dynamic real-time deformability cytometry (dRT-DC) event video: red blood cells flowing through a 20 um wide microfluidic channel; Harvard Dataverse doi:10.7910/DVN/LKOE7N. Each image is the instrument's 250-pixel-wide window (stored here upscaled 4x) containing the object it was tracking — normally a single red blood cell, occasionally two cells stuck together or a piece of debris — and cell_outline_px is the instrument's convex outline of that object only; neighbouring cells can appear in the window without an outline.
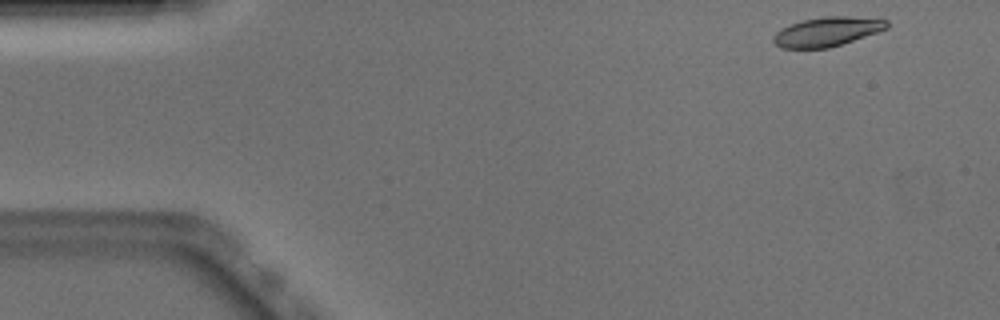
{"species": "Egyptian fruit bat (a non-hibernating species)", "species_latin": "Rousettus aegyptiacus", "temperature_condition": "warm", "stored_images_in_passage": 48, "camera_frame_rate_fps": 3000, "um_per_image_px": 0.085, "animal": {"sex": "male"}, "frame": {"image": 1, "passage_image": 1, "time_ms": 0.0, "image_size_px": [1000, 320], "cell_outline_px": [[888, 28], [828, 48], [780, 48], [772, 40], [772, 36], [776, 32], [792, 24], [804, 20], [824, 16], [852, 16], [888, 20]], "centroid_in_image_um": [70.29, 2.69], "position_along_channel_um": 14.7, "area_um2": 19.02}}
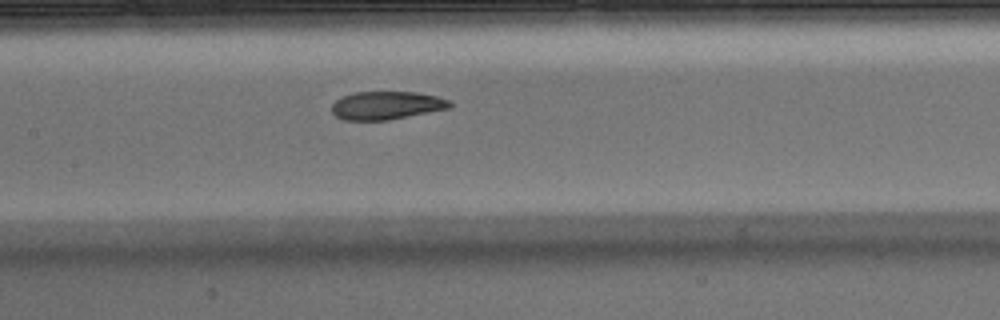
{"frame": {"image": 2, "passage_image": 21, "time_ms": 6.667, "image_size_px": [1000, 320], "cell_outline_px": [[452, 108], [388, 120], [344, 120], [336, 116], [332, 112], [332, 104], [340, 96], [352, 92], [416, 92], [436, 96], [452, 100]], "centroid_in_image_um": [32.87, 8.95], "position_along_channel_um": 174.5, "area_um2": 19.59}}
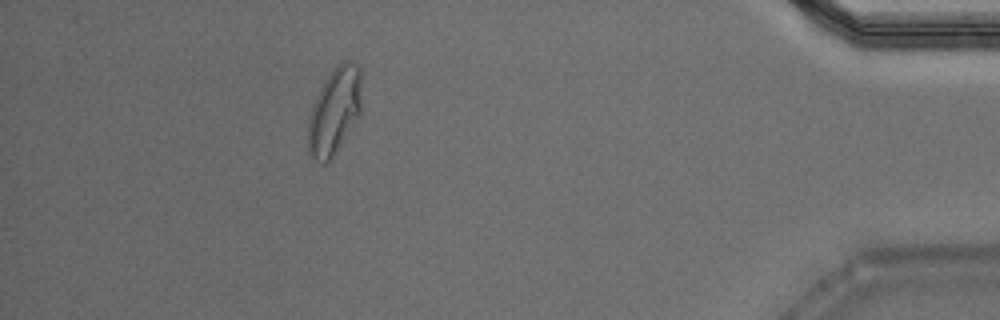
{"frame": {"image": 3, "passage_image": 43, "time_ms": 14.0, "image_size_px": [1000, 320], "cell_outline_px": [[360, 116], [336, 152], [324, 164], [316, 160], [308, 152], [308, 120], [312, 104], [324, 80], [340, 60], [348, 60], [356, 64], [360, 68]], "centroid_in_image_um": [28.42, 9.42], "position_along_channel_um": 406.8, "area_um2": 27.05}, "authors_computed_cell_mechanics": {"area_um2": 20.6924, "velocity_mm_per_s": 3.8941, "shape_relaxation_time_tau1_ms": 6.4051, "shape_relaxation_time_tau2_ms": 1.7212, "deformation_change_tau1": 0.1778, "deformation_change_tau2": 0.0695}}